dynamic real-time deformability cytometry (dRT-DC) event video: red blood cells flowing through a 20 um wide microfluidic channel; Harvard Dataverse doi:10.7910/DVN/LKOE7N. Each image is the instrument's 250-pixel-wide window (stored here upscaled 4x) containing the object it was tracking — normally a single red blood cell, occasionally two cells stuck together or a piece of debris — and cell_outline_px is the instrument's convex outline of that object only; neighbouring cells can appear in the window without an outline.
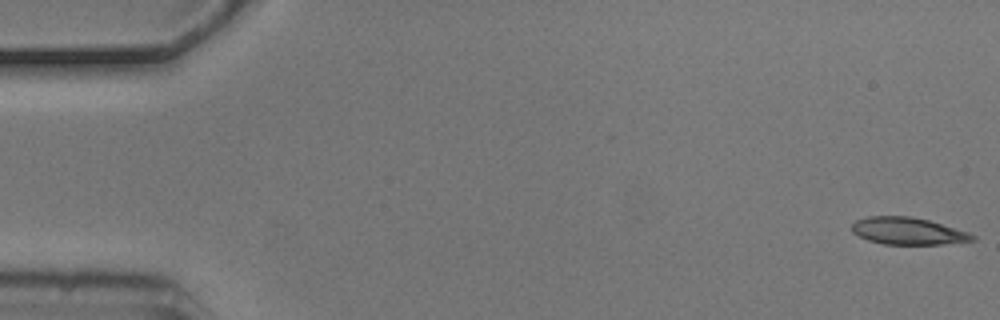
{"species": "common noctule bat (a hibernating species)", "species_latin": "Nyctalus noctula", "temperature_condition": "cold", "stored_images_in_passage": 5, "camera_frame_rate_fps": 3000, "um_per_image_px": 0.085, "animal": {"sex": "male", "body_mass_g": 20.5, "forearm_length_mm": 52.5}, "frame": {"image": 1, "passage_image": 1, "time_ms": 0.0, "image_size_px": [1000, 320], "cell_outline_px": [[976, 240], [944, 244], [884, 244], [868, 240], [852, 232], [852, 224], [856, 220], [868, 216], [912, 216], [928, 220], [968, 232], [976, 236]], "centroid_in_image_um": [77.17, 19.63], "position_along_channel_um": 7.8, "area_um2": 18.96}}
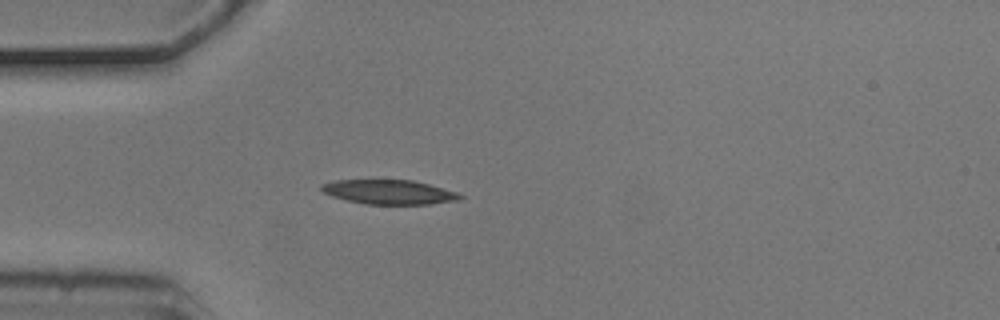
{"frame": {"image": 2, "passage_image": 5, "time_ms": 1.333, "image_size_px": [1000, 320], "cell_outline_px": [[464, 196], [460, 200], [428, 204], [364, 204], [332, 196], [324, 192], [320, 188], [320, 184], [336, 180], [412, 180], [428, 184], [456, 192]], "centroid_in_image_um": [33.06, 16.32], "position_along_channel_um": 51.9, "area_um2": 19.54}}